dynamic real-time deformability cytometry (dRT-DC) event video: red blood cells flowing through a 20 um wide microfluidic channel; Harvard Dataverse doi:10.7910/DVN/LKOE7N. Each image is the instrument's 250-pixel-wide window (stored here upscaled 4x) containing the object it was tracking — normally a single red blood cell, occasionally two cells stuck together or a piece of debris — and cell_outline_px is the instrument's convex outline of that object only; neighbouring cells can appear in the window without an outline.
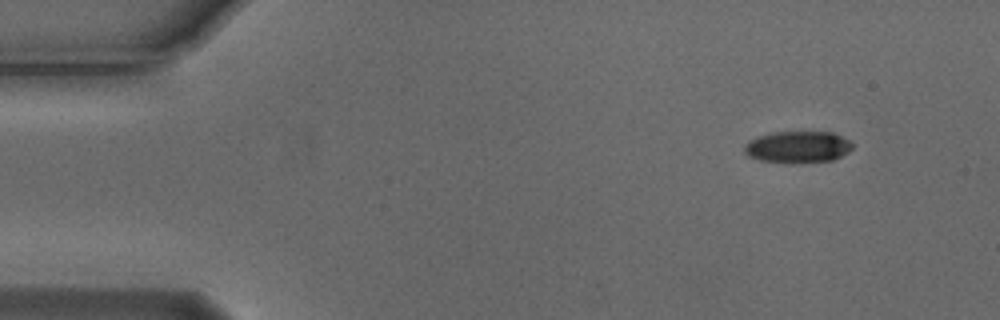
{"species": "Egyptian fruit bat (a non-hibernating species)", "species_latin": "Rousettus aegyptiacus", "temperature_condition": "cold", "stored_images_in_passage": 4, "camera_frame_rate_fps": 3000, "um_per_image_px": 0.085, "animal": {"sex": "male"}, "frame": {"image": 1, "passage_image": 1, "time_ms": 0.0, "image_size_px": [1000, 320], "cell_outline_px": [[852, 148], [848, 152], [832, 160], [788, 164], [760, 160], [748, 156], [744, 152], [744, 144], [748, 140], [772, 132], [832, 132], [848, 140], [852, 144]], "centroid_in_image_um": [67.77, 12.5], "position_along_channel_um": 17.2, "area_um2": 20.06}}
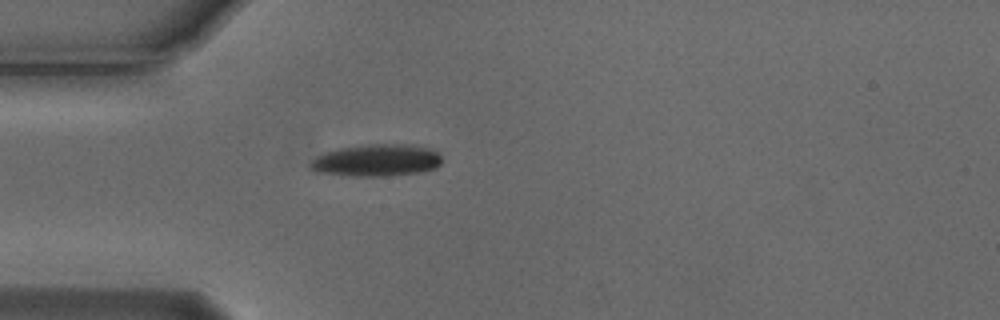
{"frame": {"image": 2, "passage_image": 4, "time_ms": 1.0, "image_size_px": [1000, 320], "cell_outline_px": [[440, 164], [436, 168], [424, 172], [384, 176], [352, 176], [316, 172], [308, 168], [308, 164], [316, 156], [324, 152], [340, 148], [368, 144], [404, 144], [428, 148], [436, 152], [440, 156]], "centroid_in_image_um": [31.96, 13.64], "position_along_channel_um": 53.0, "area_um2": 24.68}}